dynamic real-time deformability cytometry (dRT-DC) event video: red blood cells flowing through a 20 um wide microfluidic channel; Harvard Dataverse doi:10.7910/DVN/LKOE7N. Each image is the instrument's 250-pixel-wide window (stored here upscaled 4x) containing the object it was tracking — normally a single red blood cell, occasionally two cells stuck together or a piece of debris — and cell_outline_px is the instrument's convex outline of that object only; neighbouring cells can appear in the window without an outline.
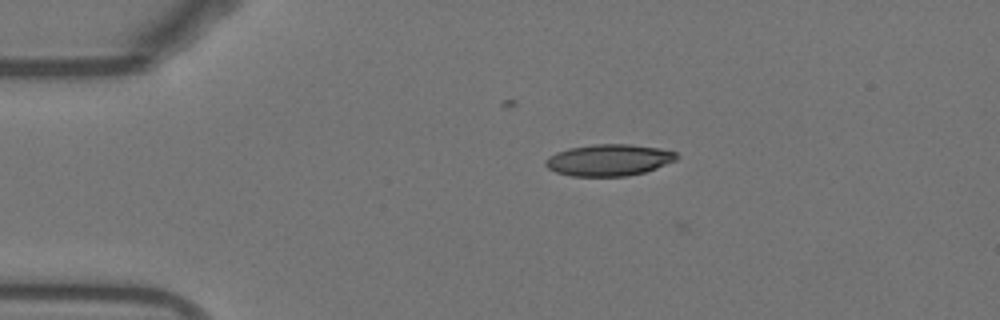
{"species": "Egyptian fruit bat (a non-hibernating species)", "species_latin": "Rousettus aegyptiacus", "temperature_condition": "warm", "stored_images_in_passage": 2, "camera_frame_rate_fps": 3000, "um_per_image_px": 0.085, "animal": {"sex": "female"}, "frame": {"image": 1, "passage_image": 1, "time_ms": 0.0, "image_size_px": [1000, 320], "cell_outline_px": [[680, 156], [676, 160], [656, 168], [644, 172], [628, 176], [572, 176], [556, 172], [548, 168], [544, 164], [544, 160], [548, 156], [556, 152], [568, 148], [592, 144], [628, 144], [660, 148], [676, 152]], "centroid_in_image_um": [51.74, 13.6], "position_along_channel_um": 33.3, "area_um2": 24.28}}